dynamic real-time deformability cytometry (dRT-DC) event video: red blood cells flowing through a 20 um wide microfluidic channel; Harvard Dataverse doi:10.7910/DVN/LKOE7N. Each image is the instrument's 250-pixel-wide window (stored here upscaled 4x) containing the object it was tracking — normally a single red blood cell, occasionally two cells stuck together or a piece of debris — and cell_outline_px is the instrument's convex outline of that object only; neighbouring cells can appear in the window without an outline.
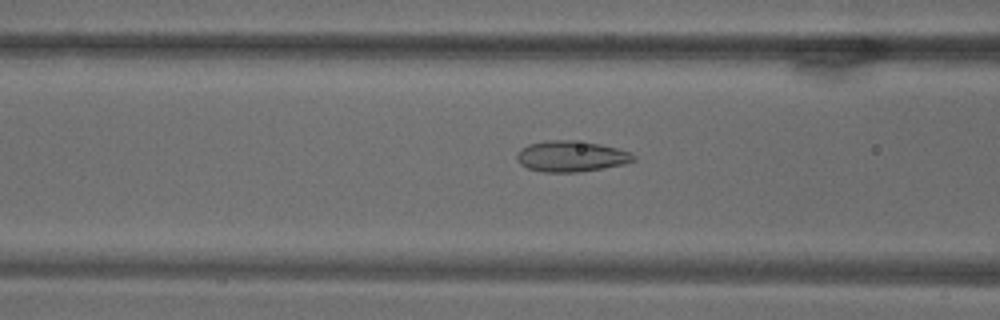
{"species": "common noctule bat (a hibernating species)", "species_latin": "Nyctalus noctula", "temperature_condition": "warm", "stored_images_in_passage": 67, "camera_frame_rate_fps": 3000, "um_per_image_px": 0.085, "animal": {"sex": "male", "body_mass_g": 18.8}, "frame": {"image": 1, "passage_image": 29, "time_ms": 9.333, "image_size_px": [1000, 320], "cell_outline_px": [[636, 160], [624, 164], [580, 172], [544, 172], [528, 168], [520, 164], [516, 160], [516, 156], [520, 148], [528, 144], [544, 140], [572, 140], [600, 144], [632, 152], [636, 156]], "centroid_in_image_um": [48.54, 13.28], "position_along_channel_um": 118.1, "area_um2": 21.15}}
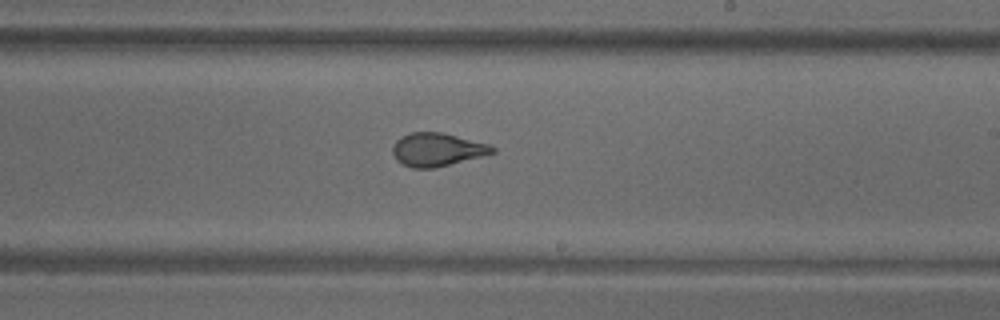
{"frame": {"image": 2, "passage_image": 43, "time_ms": 14.0, "image_size_px": [1000, 320], "cell_outline_px": [[496, 152], [436, 168], [412, 168], [396, 160], [392, 152], [392, 148], [396, 140], [400, 136], [412, 132], [440, 132], [488, 144], [496, 148]], "centroid_in_image_um": [37.13, 12.72], "position_along_channel_um": 251.9, "area_um2": 19.19}}
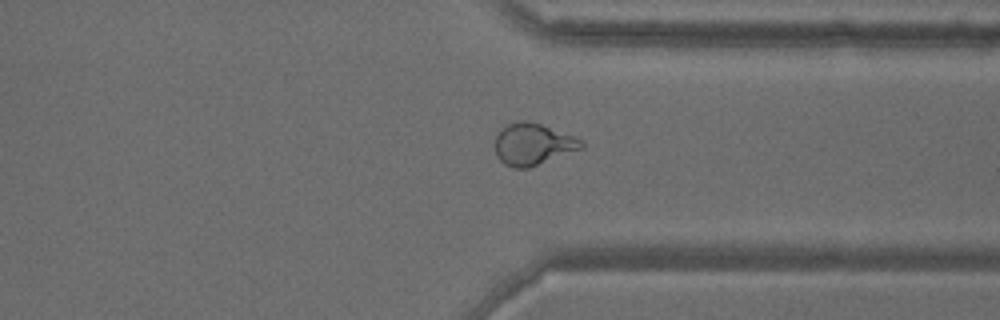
{"frame": {"image": 3, "passage_image": 55, "time_ms": 18.0, "image_size_px": [1000, 320], "cell_outline_px": [[584, 148], [528, 168], [512, 168], [504, 164], [496, 156], [496, 132], [500, 128], [508, 124], [520, 120], [524, 120], [540, 124], [584, 140]], "centroid_in_image_um": [45.29, 12.26], "position_along_channel_um": 366.1, "area_um2": 21.04}}